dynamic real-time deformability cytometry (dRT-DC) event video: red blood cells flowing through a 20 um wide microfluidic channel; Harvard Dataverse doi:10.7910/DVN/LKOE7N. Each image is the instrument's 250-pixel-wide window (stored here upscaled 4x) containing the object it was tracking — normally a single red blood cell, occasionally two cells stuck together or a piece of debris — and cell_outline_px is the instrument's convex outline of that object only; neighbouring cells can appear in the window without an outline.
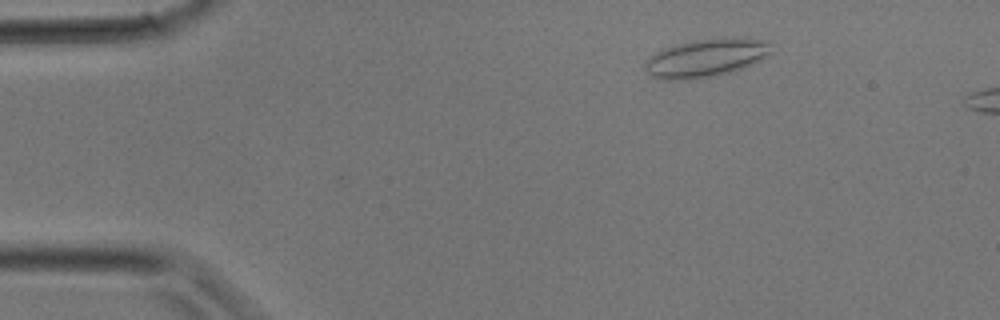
{"species": "common noctule bat (a hibernating species)", "species_latin": "Nyctalus noctula", "temperature_condition": "room temperature", "stored_images_in_passage": 7, "camera_frame_rate_fps": 3000, "um_per_image_px": 0.085, "animal": {"sex": "male", "body_mass_g": 17.9}, "frame": {"image": 1, "passage_image": 4, "time_ms": 1.0, "image_size_px": [1000, 320], "cell_outline_px": [[772, 52], [768, 56], [760, 60], [740, 68], [728, 72], [688, 80], [664, 80], [652, 76], [644, 68], [644, 64], [652, 56], [668, 48], [680, 44], [704, 40], [732, 36], [768, 40]], "centroid_in_image_um": [60.07, 4.92], "position_along_channel_um": 24.9, "area_um2": 27.34}}